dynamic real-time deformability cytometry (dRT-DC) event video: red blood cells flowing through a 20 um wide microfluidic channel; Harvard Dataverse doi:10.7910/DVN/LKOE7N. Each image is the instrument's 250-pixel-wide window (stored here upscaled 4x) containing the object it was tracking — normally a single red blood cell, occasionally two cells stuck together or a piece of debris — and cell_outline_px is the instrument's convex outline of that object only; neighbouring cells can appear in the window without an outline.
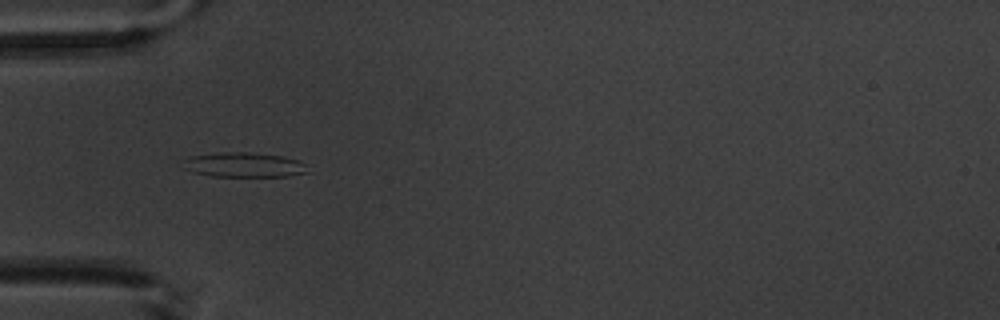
{"species": "common noctule bat (a hibernating species)", "species_latin": "Nyctalus noctula", "temperature_condition": "warm", "stored_images_in_passage": 4, "camera_frame_rate_fps": 3000, "um_per_image_px": 0.085, "animal": {"sex": "male", "body_mass_g": 20.1, "forearm_length_mm": 53.5}, "frame": {"image": 1, "passage_image": 2, "time_ms": 1.333, "image_size_px": [1000, 320], "cell_outline_px": [[308, 172], [288, 176], [212, 176], [192, 172], [184, 168], [180, 160], [188, 156], [224, 152], [248, 152], [284, 156], [300, 160], [304, 164]], "centroid_in_image_um": [20.68, 14.0], "position_along_channel_um": 64.3, "area_um2": 18.09}}
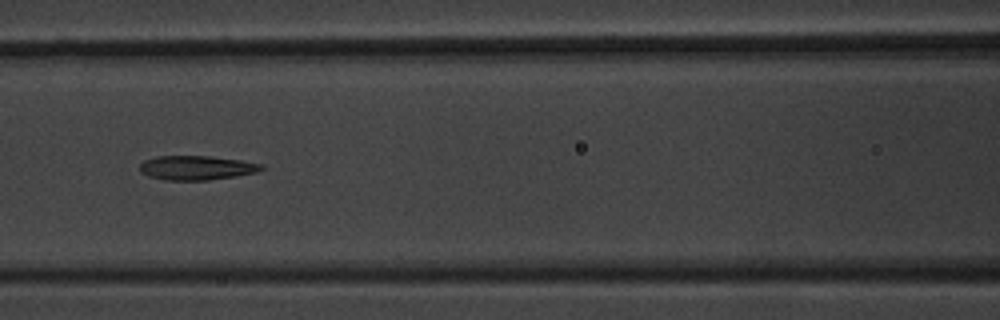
{"frame": {"image": 2, "passage_image": 4, "time_ms": 3.667, "image_size_px": [1000, 320], "cell_outline_px": [[264, 168], [256, 172], [236, 176], [208, 180], [164, 180], [148, 176], [140, 172], [140, 164], [144, 160], [156, 156], [212, 156], [240, 160], [264, 164]], "centroid_in_image_um": [16.7, 14.26], "position_along_channel_um": 149.9, "area_um2": 17.28}}